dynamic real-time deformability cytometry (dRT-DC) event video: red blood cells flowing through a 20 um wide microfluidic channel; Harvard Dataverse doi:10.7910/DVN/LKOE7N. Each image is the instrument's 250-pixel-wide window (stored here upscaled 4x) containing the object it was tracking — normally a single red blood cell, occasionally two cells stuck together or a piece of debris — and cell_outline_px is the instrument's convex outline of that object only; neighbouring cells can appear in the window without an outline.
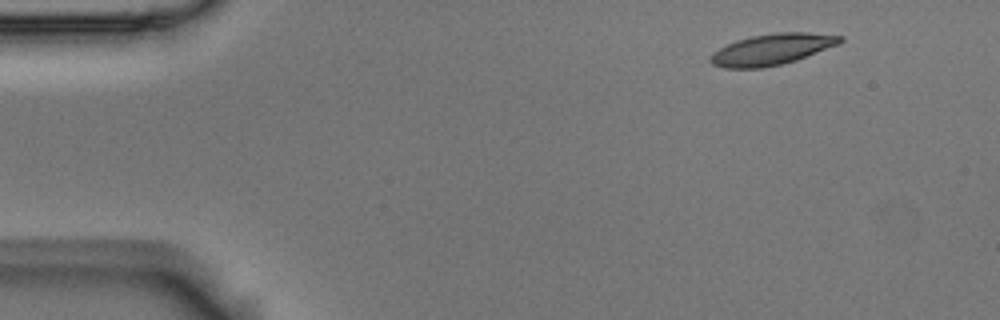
{"species": "Egyptian fruit bat (a non-hibernating species)", "species_latin": "Rousettus aegyptiacus", "temperature_condition": "room temperature", "stored_images_in_passage": 5, "camera_frame_rate_fps": 3000, "um_per_image_px": 0.085, "animal": {"sex": "male"}, "frame": {"image": 1, "passage_image": 1, "time_ms": 0.0, "image_size_px": [1000, 320], "cell_outline_px": [[844, 40], [840, 44], [796, 60], [764, 68], [724, 68], [712, 64], [708, 60], [720, 48], [736, 40], [752, 36], [776, 32], [808, 32], [844, 36]], "centroid_in_image_um": [65.66, 4.19], "position_along_channel_um": 19.3, "area_um2": 23.41}}
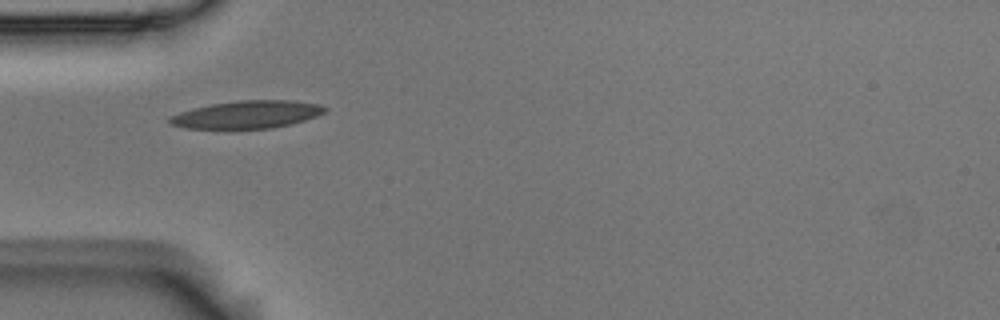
{"frame": {"image": 2, "passage_image": 4, "time_ms": 1.0, "image_size_px": [1000, 320], "cell_outline_px": [[328, 108], [324, 112], [316, 116], [292, 124], [272, 128], [236, 132], [184, 128], [168, 124], [168, 116], [180, 112], [212, 104], [240, 100], [292, 100], [316, 104]], "centroid_in_image_um": [20.91, 9.8], "position_along_channel_um": 64.1, "area_um2": 26.07}}
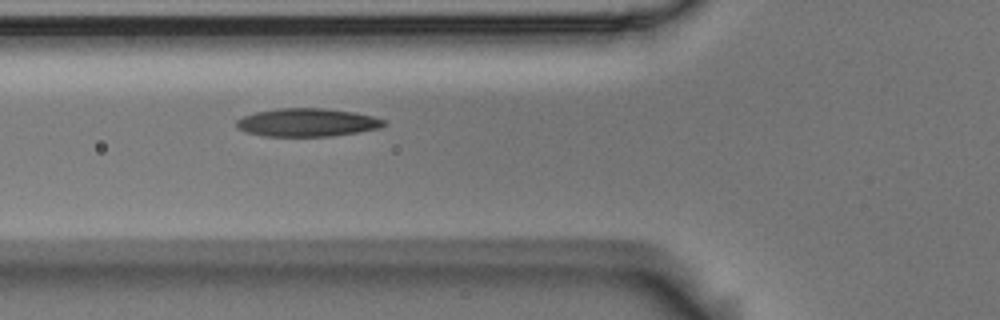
{"frame": {"image": 3, "passage_image": 5, "time_ms": 1.333, "image_size_px": [1000, 320], "cell_outline_px": [[388, 124], [380, 128], [332, 136], [264, 136], [244, 132], [236, 128], [236, 120], [244, 116], [256, 112], [276, 108], [328, 108], [356, 112], [372, 116], [384, 120]], "centroid_in_image_um": [26.1, 10.4], "position_along_channel_um": 99.7, "area_um2": 24.39}}